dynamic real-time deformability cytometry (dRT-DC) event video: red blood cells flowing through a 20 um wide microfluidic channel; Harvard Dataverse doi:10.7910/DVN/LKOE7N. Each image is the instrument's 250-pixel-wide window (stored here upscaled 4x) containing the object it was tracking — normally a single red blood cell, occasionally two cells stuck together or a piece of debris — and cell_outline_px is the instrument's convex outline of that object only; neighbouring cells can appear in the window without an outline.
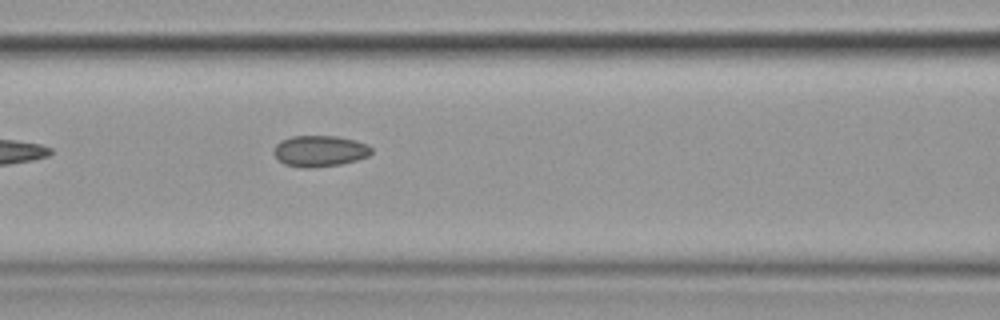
{"species": "common noctule bat (a hibernating species)", "species_latin": "Nyctalus noctula", "temperature_condition": "cold", "stored_images_in_passage": 6, "camera_frame_rate_fps": 3000, "um_per_image_px": 0.085, "animal": {"sex": "female", "body_mass_g": 19.9}, "frame": {"image": 1, "passage_image": 6, "time_ms": 6.333, "image_size_px": [1000, 320], "cell_outline_px": [[372, 152], [368, 156], [356, 160], [340, 164], [312, 168], [304, 168], [284, 164], [272, 152], [276, 144], [280, 140], [292, 136], [336, 136], [356, 140], [368, 144], [372, 148]], "centroid_in_image_um": [27.18, 12.83], "position_along_channel_um": 139.4, "area_um2": 17.8}}